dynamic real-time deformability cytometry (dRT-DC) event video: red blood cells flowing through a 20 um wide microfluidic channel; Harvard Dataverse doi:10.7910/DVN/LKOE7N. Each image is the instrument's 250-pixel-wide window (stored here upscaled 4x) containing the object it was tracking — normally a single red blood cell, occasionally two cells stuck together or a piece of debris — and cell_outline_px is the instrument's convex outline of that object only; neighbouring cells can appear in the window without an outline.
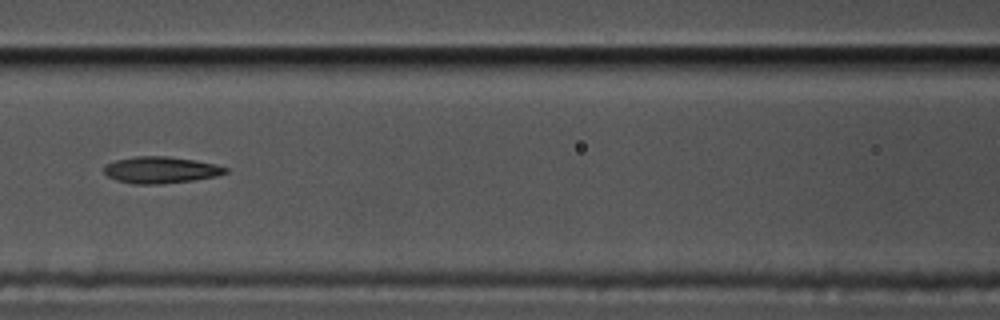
{"species": "common noctule bat (a hibernating species)", "species_latin": "Nyctalus noctula", "temperature_condition": "cold", "stored_images_in_passage": 56, "segment_of_instrument_passage": [1, 2], "camera_frame_rate_fps": 3000, "um_per_image_px": 0.085, "animal": {"sex": "male", "body_mass_g": 17.5, "forearm_length_mm": 52.3}, "frame": {"image": 1, "passage_image": 25, "time_ms": 8.0, "image_size_px": [1000, 320], "cell_outline_px": [[228, 172], [216, 176], [192, 180], [160, 184], [132, 184], [116, 180], [108, 176], [104, 172], [104, 164], [116, 160], [136, 156], [168, 156], [196, 160], [216, 164], [228, 168]], "centroid_in_image_um": [13.65, 14.44], "position_along_channel_um": 152.9, "area_um2": 18.9}}
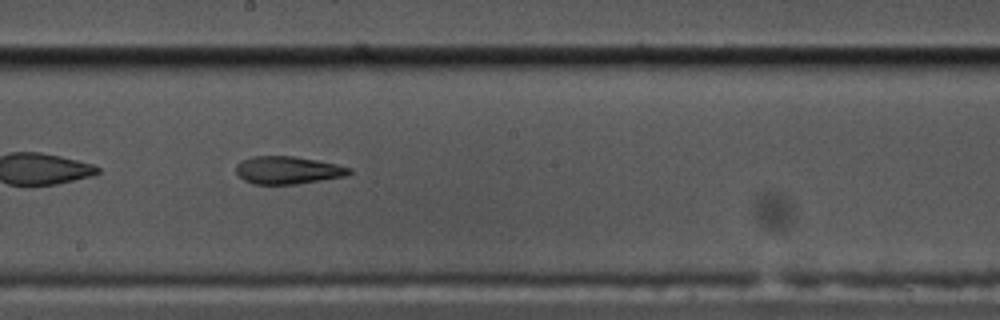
{"frame": {"image": 2, "passage_image": 31, "time_ms": 10.0, "image_size_px": [1000, 320], "cell_outline_px": [[352, 172], [344, 176], [296, 184], [252, 184], [244, 180], [236, 172], [236, 164], [240, 160], [252, 156], [292, 156], [316, 160], [336, 164], [352, 168]], "centroid_in_image_um": [24.42, 14.46], "position_along_channel_um": 223.8, "area_um2": 18.21}}
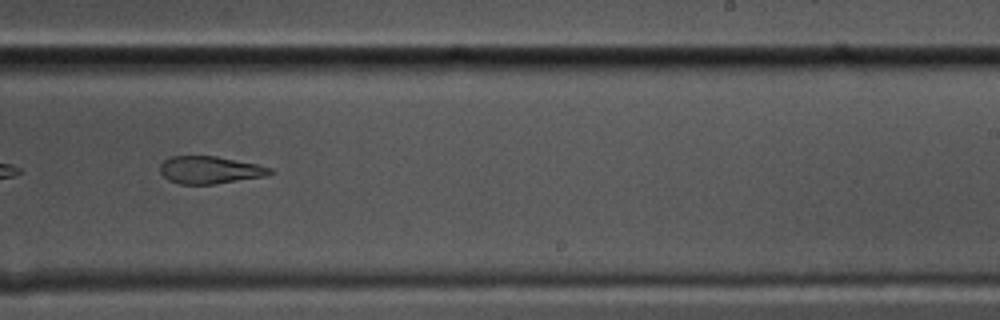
{"frame": {"image": 3, "passage_image": 35, "time_ms": 11.333, "image_size_px": [1000, 320], "cell_outline_px": [[276, 172], [264, 176], [216, 184], [180, 184], [168, 180], [160, 172], [160, 164], [164, 160], [172, 156], [216, 156], [256, 164], [272, 168]], "centroid_in_image_um": [17.84, 14.45], "position_along_channel_um": 271.2, "area_um2": 17.57}}